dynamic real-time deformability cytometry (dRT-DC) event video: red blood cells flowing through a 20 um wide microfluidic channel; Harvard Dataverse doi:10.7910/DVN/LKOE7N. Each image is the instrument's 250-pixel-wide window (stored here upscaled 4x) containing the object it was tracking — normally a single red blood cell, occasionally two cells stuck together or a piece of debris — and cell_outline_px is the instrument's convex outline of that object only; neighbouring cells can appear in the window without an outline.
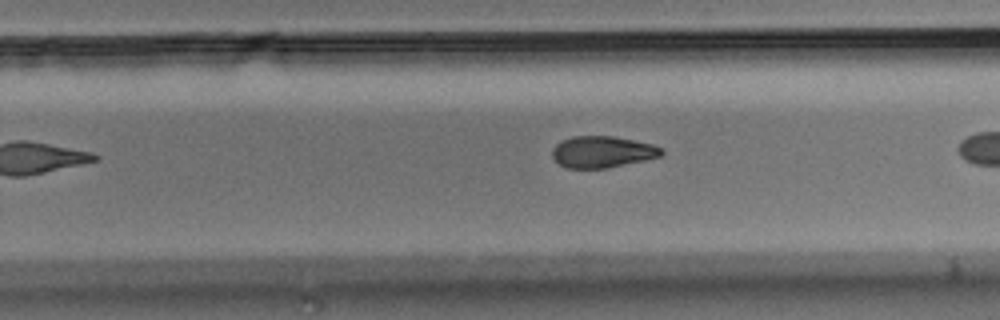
{"species": "Egyptian fruit bat (a non-hibernating species)", "species_latin": "Rousettus aegyptiacus", "temperature_condition": "room temperature", "stored_images_in_passage": 15, "camera_frame_rate_fps": 3000, "um_per_image_px": 0.085, "animal": {"sex": "male"}, "frame": {"image": 1, "passage_image": 11, "time_ms": 3.333, "image_size_px": [1000, 320], "cell_outline_px": [[664, 152], [660, 156], [644, 160], [608, 168], [568, 168], [560, 164], [552, 156], [552, 148], [556, 144], [572, 136], [612, 136], [652, 144], [664, 148]], "centroid_in_image_um": [51.21, 12.91], "position_along_channel_um": 278.6, "area_um2": 19.94}}